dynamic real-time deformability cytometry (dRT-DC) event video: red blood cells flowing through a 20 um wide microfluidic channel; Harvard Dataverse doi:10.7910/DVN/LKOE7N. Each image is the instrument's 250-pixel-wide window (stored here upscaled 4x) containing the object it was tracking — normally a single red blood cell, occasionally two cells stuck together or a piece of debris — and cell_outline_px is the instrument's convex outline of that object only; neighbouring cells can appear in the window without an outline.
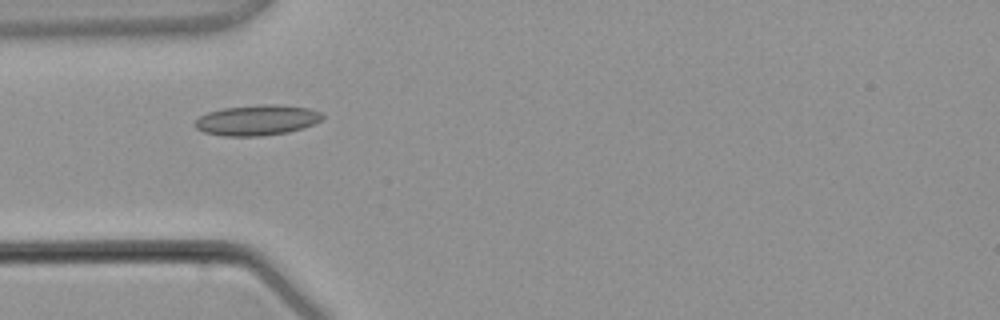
{"species": "common noctule bat (a hibernating species)", "species_latin": "Nyctalus noctula", "temperature_condition": "warm", "stored_images_in_passage": 1, "camera_frame_rate_fps": 3000, "um_per_image_px": 0.085, "animal": {"sex": "male", "body_mass_g": 21.5, "forearm_length_mm": 52.0}, "frame": {"image": 1, "passage_image": 1, "time_ms": 0.0, "image_size_px": [1000, 320], "cell_outline_px": [[324, 116], [320, 120], [304, 128], [288, 132], [260, 136], [224, 136], [204, 132], [196, 128], [192, 124], [200, 116], [208, 112], [224, 108], [260, 104], [276, 104], [308, 108], [320, 112]], "centroid_in_image_um": [21.82, 10.21], "position_along_channel_um": 63.2, "area_um2": 22.6}}